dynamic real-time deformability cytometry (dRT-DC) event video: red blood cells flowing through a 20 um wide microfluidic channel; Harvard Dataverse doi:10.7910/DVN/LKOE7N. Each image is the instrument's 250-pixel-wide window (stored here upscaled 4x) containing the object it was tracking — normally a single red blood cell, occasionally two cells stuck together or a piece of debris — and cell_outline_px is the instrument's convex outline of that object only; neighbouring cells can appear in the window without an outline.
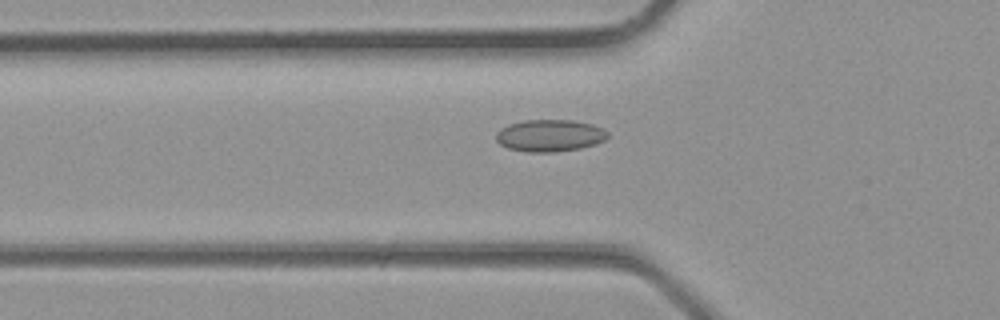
{"species": "common noctule bat (a hibernating species)", "species_latin": "Nyctalus noctula", "temperature_condition": "room temperature", "stored_images_in_passage": 4, "camera_frame_rate_fps": 3000, "um_per_image_px": 0.085, "animal": {"sex": "male", "body_mass_g": 23.1, "forearm_length_mm": 52.7}, "frame": {"image": 1, "passage_image": 3, "time_ms": 0.667, "image_size_px": [1000, 320], "cell_outline_px": [[608, 136], [604, 140], [596, 144], [580, 148], [552, 152], [528, 152], [508, 148], [500, 144], [496, 140], [496, 132], [500, 128], [508, 124], [524, 120], [572, 120], [592, 124], [608, 132]], "centroid_in_image_um": [46.7, 11.52], "position_along_channel_um": 79.1, "area_um2": 20.81}}